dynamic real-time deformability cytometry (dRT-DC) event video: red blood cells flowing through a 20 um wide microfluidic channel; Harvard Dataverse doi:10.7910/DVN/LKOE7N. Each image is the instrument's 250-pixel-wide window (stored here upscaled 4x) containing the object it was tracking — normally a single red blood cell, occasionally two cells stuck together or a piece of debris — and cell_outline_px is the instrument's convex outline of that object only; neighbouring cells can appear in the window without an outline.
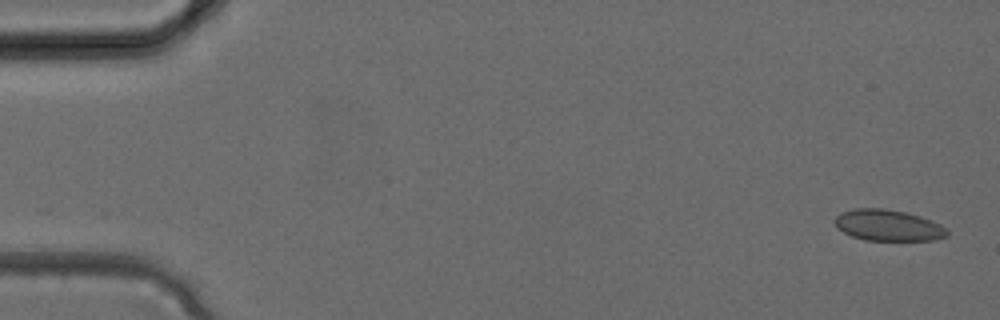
{"species": "common noctule bat (a hibernating species)", "species_latin": "Nyctalus noctula", "temperature_condition": "cold", "stored_images_in_passage": 4, "camera_frame_rate_fps": 3000, "um_per_image_px": 0.085, "animal": {"sex": "female", "body_mass_g": 24.6, "forearm_length_mm": 56.2}, "frame": {"image": 1, "passage_image": 1, "time_ms": 0.0, "image_size_px": [1000, 320], "cell_outline_px": [[948, 236], [932, 240], [864, 240], [852, 236], [836, 228], [832, 220], [840, 212], [856, 208], [884, 208], [904, 212], [920, 216], [932, 220], [940, 224], [948, 232]], "centroid_in_image_um": [75.44, 19.14], "position_along_channel_um": 9.6, "area_um2": 20.52}}
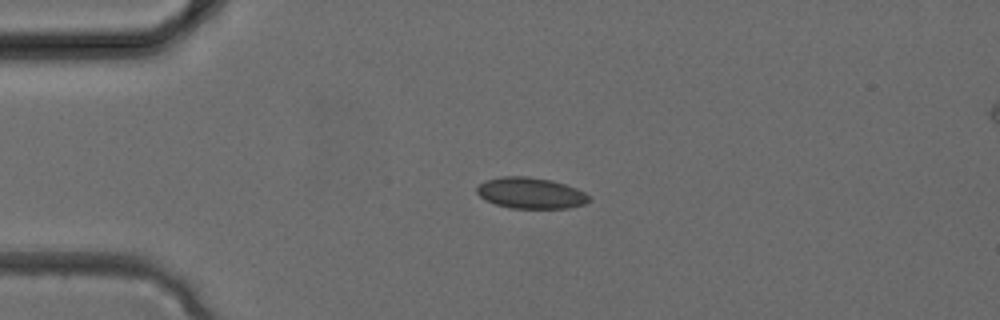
{"frame": {"image": 2, "passage_image": 3, "time_ms": 0.667, "image_size_px": [1000, 320], "cell_outline_px": [[592, 200], [584, 204], [568, 208], [512, 208], [496, 204], [480, 196], [476, 192], [476, 188], [484, 180], [500, 176], [528, 176], [552, 180], [576, 188], [584, 192]], "centroid_in_image_um": [45.11, 16.4], "position_along_channel_um": 39.9, "area_um2": 20.29}}